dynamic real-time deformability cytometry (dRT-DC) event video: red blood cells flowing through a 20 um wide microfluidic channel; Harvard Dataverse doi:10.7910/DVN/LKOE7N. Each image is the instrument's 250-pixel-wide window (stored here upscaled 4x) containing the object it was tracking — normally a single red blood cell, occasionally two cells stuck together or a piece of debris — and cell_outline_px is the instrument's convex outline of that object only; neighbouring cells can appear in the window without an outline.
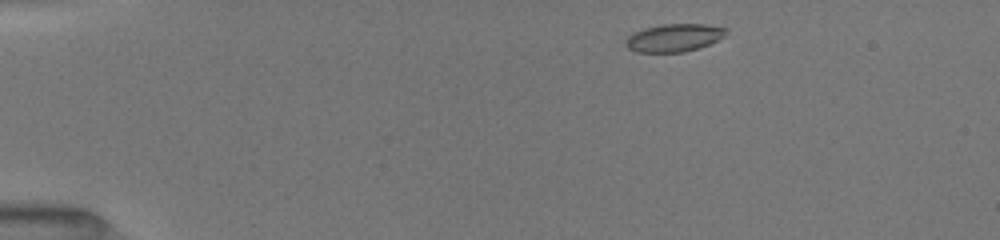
{"species": "common noctule bat (a hibernating species)", "species_latin": "Nyctalus noctula", "temperature_condition": "room temperature", "stored_images_in_passage": 63, "camera_frame_rate_fps": 3000, "um_per_image_px": 0.085, "animal": {"sex": "female", "body_mass_g": 19.5, "forearm_length_mm": 54.1}, "frame": {"image": 1, "passage_image": 2, "time_ms": 0.333, "image_size_px": [1000, 240], "cell_outline_px": [[728, 28], [724, 36], [700, 48], [684, 52], [636, 52], [628, 48], [624, 44], [624, 40], [632, 32], [644, 28], [660, 24], [704, 24]], "centroid_in_image_um": [57.25, 3.21], "position_along_channel_um": 27.8, "area_um2": 16.42}}
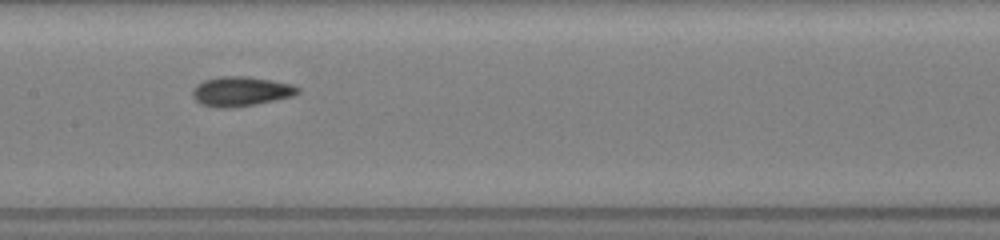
{"frame": {"image": 2, "passage_image": 23, "time_ms": 6.333, "image_size_px": [1000, 240], "cell_outline_px": [[300, 92], [292, 96], [256, 104], [228, 108], [216, 108], [200, 104], [192, 96], [192, 92], [196, 84], [204, 80], [220, 76], [248, 76], [272, 80], [292, 84], [300, 88]], "centroid_in_image_um": [20.46, 7.76], "position_along_channel_um": 186.9, "area_um2": 18.26}}
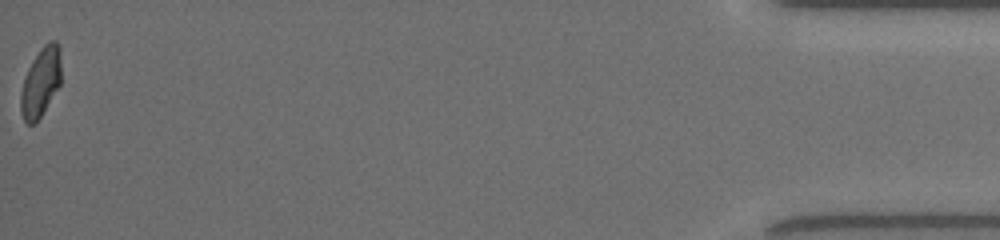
{"frame": {"image": 3, "passage_image": 62, "time_ms": 14.667, "image_size_px": [1000, 240], "cell_outline_px": [[60, 84], [40, 116], [32, 124], [28, 124], [24, 120], [20, 112], [20, 92], [28, 68], [32, 60], [40, 48], [44, 44], [52, 40], [56, 40], [60, 48]], "centroid_in_image_um": [3.45, 6.95], "position_along_channel_um": 431.8, "area_um2": 16.07}, "authors_computed_cell_mechanics": {"area_um2": 16.762, "velocity_mm_per_s": 3.9916, "shape_relaxation_time_tau1_ms": 3.5611, "shape_relaxation_time_tau2_ms": 1.2462, "deformation_change_tau1": 0.1413, "deformation_change_tau2": 0.0523}}